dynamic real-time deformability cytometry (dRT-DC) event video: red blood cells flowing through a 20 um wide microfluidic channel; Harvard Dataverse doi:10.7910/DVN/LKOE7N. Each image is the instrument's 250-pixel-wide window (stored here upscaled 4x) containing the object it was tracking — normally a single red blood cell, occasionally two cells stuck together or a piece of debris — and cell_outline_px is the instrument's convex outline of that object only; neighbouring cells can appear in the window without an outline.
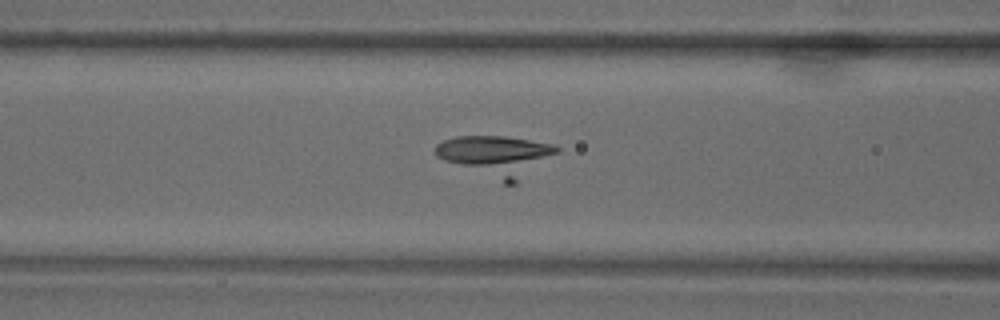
{"species": "common noctule bat (a hibernating species)", "species_latin": "Nyctalus noctula", "temperature_condition": "warm", "stored_images_in_passage": 67, "camera_frame_rate_fps": 3000, "um_per_image_px": 0.085, "animal": {"sex": "male", "body_mass_g": 18.8}, "frame": {"image": 1, "passage_image": 28, "time_ms": 9.0, "image_size_px": [1000, 320], "cell_outline_px": [[560, 152], [516, 184], [504, 184], [444, 160], [436, 156], [436, 144], [444, 140], [456, 136], [504, 136], [556, 144], [560, 148]], "centroid_in_image_um": [42.25, 13.25], "position_along_channel_um": 124.3, "area_um2": 28.9}}